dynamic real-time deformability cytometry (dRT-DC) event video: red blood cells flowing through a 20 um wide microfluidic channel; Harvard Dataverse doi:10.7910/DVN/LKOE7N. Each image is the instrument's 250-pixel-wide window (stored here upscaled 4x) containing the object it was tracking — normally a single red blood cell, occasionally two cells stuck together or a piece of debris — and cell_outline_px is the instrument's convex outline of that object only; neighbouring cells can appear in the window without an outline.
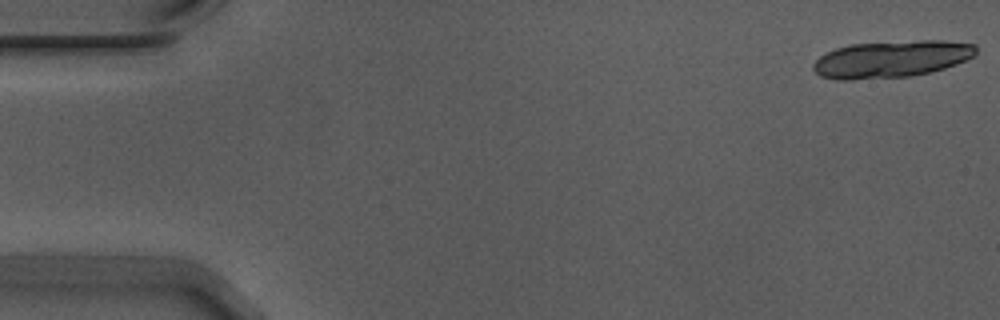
{"species": "Egyptian fruit bat (a non-hibernating species)", "species_latin": "Rousettus aegyptiacus", "temperature_condition": "warm", "stored_images_in_passage": 19, "camera_frame_rate_fps": 3000, "um_per_image_px": 0.085, "animal": {"sex": "male"}, "frame": {"image": 1, "passage_image": 1, "time_ms": 0.0, "image_size_px": [1000, 320], "cell_outline_px": [[976, 56], [956, 64], [944, 68], [928, 72], [908, 76], [852, 80], [836, 80], [820, 76], [812, 68], [812, 64], [820, 56], [836, 48], [852, 44], [920, 40], [944, 40], [976, 44]], "centroid_in_image_um": [75.78, 5.02], "position_along_channel_um": 9.2, "area_um2": 35.08}}